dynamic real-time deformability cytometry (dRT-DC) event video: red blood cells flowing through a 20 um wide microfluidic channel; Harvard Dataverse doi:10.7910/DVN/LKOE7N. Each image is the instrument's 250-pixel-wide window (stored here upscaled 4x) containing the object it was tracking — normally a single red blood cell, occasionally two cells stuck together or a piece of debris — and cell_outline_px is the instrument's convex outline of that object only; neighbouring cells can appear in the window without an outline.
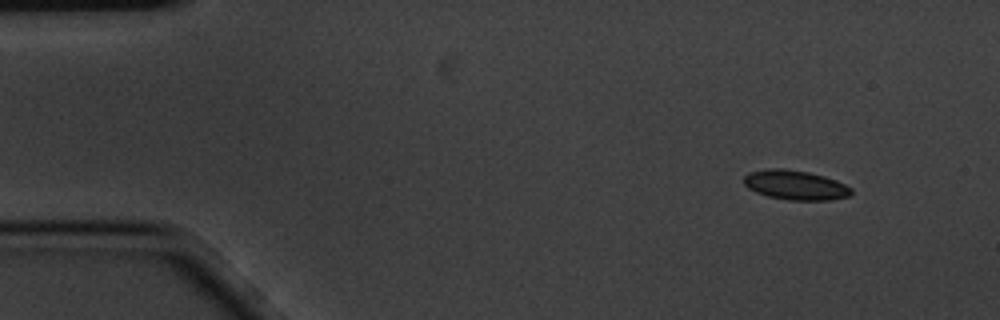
{"species": "common noctule bat (a hibernating species)", "species_latin": "Nyctalus noctula", "temperature_condition": "cold", "stored_images_in_passage": 4, "camera_frame_rate_fps": 3000, "um_per_image_px": 0.085, "animal": {"sex": "male", "body_mass_g": 20.1, "forearm_length_mm": 53.5}, "frame": {"image": 1, "passage_image": 1, "time_ms": 0.0, "image_size_px": [1000, 320], "cell_outline_px": [[852, 196], [832, 200], [788, 200], [768, 196], [756, 192], [748, 188], [744, 184], [744, 176], [748, 172], [764, 168], [784, 168], [808, 172], [824, 176], [836, 180], [852, 188]], "centroid_in_image_um": [67.61, 15.72], "position_along_channel_um": 17.4, "area_um2": 18.73}}
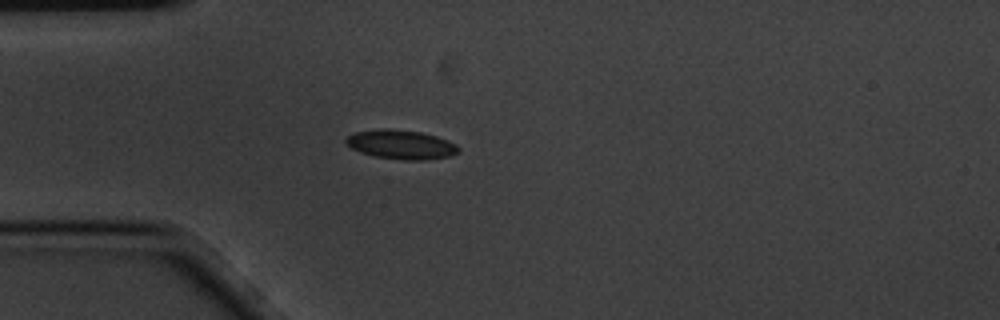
{"frame": {"image": 2, "passage_image": 4, "time_ms": 1.0, "image_size_px": [1000, 320], "cell_outline_px": [[460, 152], [448, 156], [424, 160], [404, 160], [376, 156], [360, 152], [344, 144], [344, 140], [348, 136], [356, 132], [380, 128], [388, 128], [420, 132], [436, 136], [448, 140], [456, 144], [460, 148]], "centroid_in_image_um": [34.09, 12.28], "position_along_channel_um": 50.9, "area_um2": 19.13}}